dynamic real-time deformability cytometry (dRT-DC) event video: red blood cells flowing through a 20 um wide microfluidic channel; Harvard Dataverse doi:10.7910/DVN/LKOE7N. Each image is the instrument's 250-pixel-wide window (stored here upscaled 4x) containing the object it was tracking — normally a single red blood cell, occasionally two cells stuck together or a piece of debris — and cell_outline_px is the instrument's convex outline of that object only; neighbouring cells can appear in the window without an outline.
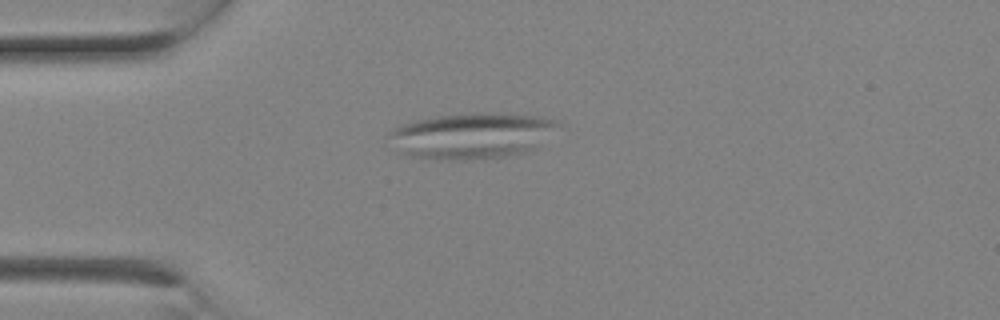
{"species": "Egyptian fruit bat (a non-hibernating species)", "species_latin": "Rousettus aegyptiacus", "temperature_condition": "room temperature", "stored_images_in_passage": 1, "camera_frame_rate_fps": 3000, "um_per_image_px": 0.085, "animal": {"sex": "female"}, "frame": {"image": 1, "passage_image": 1, "time_ms": 0.0, "image_size_px": [1000, 320], "cell_outline_px": [[560, 124], [536, 148], [524, 152], [500, 156], [464, 160], [448, 160], [412, 156], [404, 152], [388, 136], [392, 128], [416, 120], [436, 116], [476, 112], [540, 116], [556, 120]], "centroid_in_image_um": [40.13, 11.51], "position_along_channel_um": 44.9, "area_um2": 44.33}}